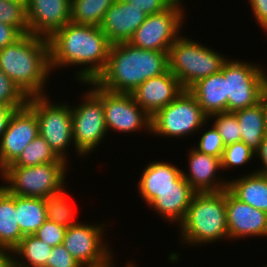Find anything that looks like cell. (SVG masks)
<instances>
[{
	"instance_id": "277c9868",
	"label": "cell",
	"mask_w": 267,
	"mask_h": 267,
	"mask_svg": "<svg viewBox=\"0 0 267 267\" xmlns=\"http://www.w3.org/2000/svg\"><path fill=\"white\" fill-rule=\"evenodd\" d=\"M179 227L181 243L188 246L228 240L225 190L196 193Z\"/></svg>"
},
{
	"instance_id": "836d02e7",
	"label": "cell",
	"mask_w": 267,
	"mask_h": 267,
	"mask_svg": "<svg viewBox=\"0 0 267 267\" xmlns=\"http://www.w3.org/2000/svg\"><path fill=\"white\" fill-rule=\"evenodd\" d=\"M28 97L22 90L0 69V104L19 109L27 104Z\"/></svg>"
},
{
	"instance_id": "f6af8a7d",
	"label": "cell",
	"mask_w": 267,
	"mask_h": 267,
	"mask_svg": "<svg viewBox=\"0 0 267 267\" xmlns=\"http://www.w3.org/2000/svg\"><path fill=\"white\" fill-rule=\"evenodd\" d=\"M114 260H113V255L107 260L106 264L103 267H115ZM125 267H135L134 263L131 264V262L129 261V263L125 266Z\"/></svg>"
},
{
	"instance_id": "f1b7e54d",
	"label": "cell",
	"mask_w": 267,
	"mask_h": 267,
	"mask_svg": "<svg viewBox=\"0 0 267 267\" xmlns=\"http://www.w3.org/2000/svg\"><path fill=\"white\" fill-rule=\"evenodd\" d=\"M45 163H67L59 158L50 148L46 140L38 135L27 147L22 151L18 159L9 166L30 167Z\"/></svg>"
},
{
	"instance_id": "7c38bea8",
	"label": "cell",
	"mask_w": 267,
	"mask_h": 267,
	"mask_svg": "<svg viewBox=\"0 0 267 267\" xmlns=\"http://www.w3.org/2000/svg\"><path fill=\"white\" fill-rule=\"evenodd\" d=\"M102 99L107 131L130 133L145 131L151 133V116L135 101L131 93H115L98 86L94 81L87 82Z\"/></svg>"
},
{
	"instance_id": "60d3db41",
	"label": "cell",
	"mask_w": 267,
	"mask_h": 267,
	"mask_svg": "<svg viewBox=\"0 0 267 267\" xmlns=\"http://www.w3.org/2000/svg\"><path fill=\"white\" fill-rule=\"evenodd\" d=\"M255 156L260 159L262 168H256L255 172L267 175V135L263 138V141L259 145V148L255 151ZM259 156V157H258Z\"/></svg>"
},
{
	"instance_id": "d4e9b609",
	"label": "cell",
	"mask_w": 267,
	"mask_h": 267,
	"mask_svg": "<svg viewBox=\"0 0 267 267\" xmlns=\"http://www.w3.org/2000/svg\"><path fill=\"white\" fill-rule=\"evenodd\" d=\"M240 127L241 142L255 152L267 135L264 110L260 102L234 112Z\"/></svg>"
},
{
	"instance_id": "f546056e",
	"label": "cell",
	"mask_w": 267,
	"mask_h": 267,
	"mask_svg": "<svg viewBox=\"0 0 267 267\" xmlns=\"http://www.w3.org/2000/svg\"><path fill=\"white\" fill-rule=\"evenodd\" d=\"M66 187L60 192L44 198L47 220L70 227L78 224L75 221L74 208L69 201Z\"/></svg>"
},
{
	"instance_id": "6da1fadb",
	"label": "cell",
	"mask_w": 267,
	"mask_h": 267,
	"mask_svg": "<svg viewBox=\"0 0 267 267\" xmlns=\"http://www.w3.org/2000/svg\"><path fill=\"white\" fill-rule=\"evenodd\" d=\"M48 44L51 70L82 66L74 75L82 85L95 81L102 73L111 47L100 26L71 22L54 32Z\"/></svg>"
},
{
	"instance_id": "1f68e13d",
	"label": "cell",
	"mask_w": 267,
	"mask_h": 267,
	"mask_svg": "<svg viewBox=\"0 0 267 267\" xmlns=\"http://www.w3.org/2000/svg\"><path fill=\"white\" fill-rule=\"evenodd\" d=\"M214 118L213 125L220 134L224 145L241 142L240 127L234 112L215 113L208 117Z\"/></svg>"
},
{
	"instance_id": "ba28073f",
	"label": "cell",
	"mask_w": 267,
	"mask_h": 267,
	"mask_svg": "<svg viewBox=\"0 0 267 267\" xmlns=\"http://www.w3.org/2000/svg\"><path fill=\"white\" fill-rule=\"evenodd\" d=\"M27 105L37 116L39 135L59 158L68 162L66 151L74 143L71 105L53 103L49 95L29 97Z\"/></svg>"
},
{
	"instance_id": "cb8c5ba5",
	"label": "cell",
	"mask_w": 267,
	"mask_h": 267,
	"mask_svg": "<svg viewBox=\"0 0 267 267\" xmlns=\"http://www.w3.org/2000/svg\"><path fill=\"white\" fill-rule=\"evenodd\" d=\"M24 236L17 221L15 195L0 185V249L13 250Z\"/></svg>"
},
{
	"instance_id": "2e32d148",
	"label": "cell",
	"mask_w": 267,
	"mask_h": 267,
	"mask_svg": "<svg viewBox=\"0 0 267 267\" xmlns=\"http://www.w3.org/2000/svg\"><path fill=\"white\" fill-rule=\"evenodd\" d=\"M229 239L267 236V213L239 201L225 190Z\"/></svg>"
},
{
	"instance_id": "603a6c76",
	"label": "cell",
	"mask_w": 267,
	"mask_h": 267,
	"mask_svg": "<svg viewBox=\"0 0 267 267\" xmlns=\"http://www.w3.org/2000/svg\"><path fill=\"white\" fill-rule=\"evenodd\" d=\"M249 173L229 180L227 190L239 201L267 213V175Z\"/></svg>"
},
{
	"instance_id": "8992f818",
	"label": "cell",
	"mask_w": 267,
	"mask_h": 267,
	"mask_svg": "<svg viewBox=\"0 0 267 267\" xmlns=\"http://www.w3.org/2000/svg\"><path fill=\"white\" fill-rule=\"evenodd\" d=\"M69 163H45L36 166H7L0 172L3 186L10 194L21 197L42 198L65 188Z\"/></svg>"
},
{
	"instance_id": "5b68a950",
	"label": "cell",
	"mask_w": 267,
	"mask_h": 267,
	"mask_svg": "<svg viewBox=\"0 0 267 267\" xmlns=\"http://www.w3.org/2000/svg\"><path fill=\"white\" fill-rule=\"evenodd\" d=\"M180 36L168 52L169 71L184 89L221 70L226 56L193 39Z\"/></svg>"
},
{
	"instance_id": "7bdbcfd3",
	"label": "cell",
	"mask_w": 267,
	"mask_h": 267,
	"mask_svg": "<svg viewBox=\"0 0 267 267\" xmlns=\"http://www.w3.org/2000/svg\"><path fill=\"white\" fill-rule=\"evenodd\" d=\"M0 267H15L12 250L0 249Z\"/></svg>"
},
{
	"instance_id": "f35d334b",
	"label": "cell",
	"mask_w": 267,
	"mask_h": 267,
	"mask_svg": "<svg viewBox=\"0 0 267 267\" xmlns=\"http://www.w3.org/2000/svg\"><path fill=\"white\" fill-rule=\"evenodd\" d=\"M252 12L262 29L267 28V0H248Z\"/></svg>"
},
{
	"instance_id": "e0dca14e",
	"label": "cell",
	"mask_w": 267,
	"mask_h": 267,
	"mask_svg": "<svg viewBox=\"0 0 267 267\" xmlns=\"http://www.w3.org/2000/svg\"><path fill=\"white\" fill-rule=\"evenodd\" d=\"M183 90L179 80L168 70L147 79L131 94L136 103L152 117L161 108L175 100Z\"/></svg>"
},
{
	"instance_id": "ac0fdd59",
	"label": "cell",
	"mask_w": 267,
	"mask_h": 267,
	"mask_svg": "<svg viewBox=\"0 0 267 267\" xmlns=\"http://www.w3.org/2000/svg\"><path fill=\"white\" fill-rule=\"evenodd\" d=\"M147 16L133 4L116 0L106 11L100 28L111 44L128 42Z\"/></svg>"
},
{
	"instance_id": "ab89813d",
	"label": "cell",
	"mask_w": 267,
	"mask_h": 267,
	"mask_svg": "<svg viewBox=\"0 0 267 267\" xmlns=\"http://www.w3.org/2000/svg\"><path fill=\"white\" fill-rule=\"evenodd\" d=\"M22 34L13 26L0 22V49L13 44Z\"/></svg>"
},
{
	"instance_id": "484cf974",
	"label": "cell",
	"mask_w": 267,
	"mask_h": 267,
	"mask_svg": "<svg viewBox=\"0 0 267 267\" xmlns=\"http://www.w3.org/2000/svg\"><path fill=\"white\" fill-rule=\"evenodd\" d=\"M17 221L24 235H33L47 220L45 200L15 195Z\"/></svg>"
},
{
	"instance_id": "e575fe53",
	"label": "cell",
	"mask_w": 267,
	"mask_h": 267,
	"mask_svg": "<svg viewBox=\"0 0 267 267\" xmlns=\"http://www.w3.org/2000/svg\"><path fill=\"white\" fill-rule=\"evenodd\" d=\"M199 139L197 142L199 144L193 147L194 149L200 153L221 158L225 145L214 125L209 130L203 132V135Z\"/></svg>"
},
{
	"instance_id": "ffe728a7",
	"label": "cell",
	"mask_w": 267,
	"mask_h": 267,
	"mask_svg": "<svg viewBox=\"0 0 267 267\" xmlns=\"http://www.w3.org/2000/svg\"><path fill=\"white\" fill-rule=\"evenodd\" d=\"M197 192L185 180L183 175L175 182V186L159 193L150 204L155 213L164 220L180 224Z\"/></svg>"
},
{
	"instance_id": "8fae6325",
	"label": "cell",
	"mask_w": 267,
	"mask_h": 267,
	"mask_svg": "<svg viewBox=\"0 0 267 267\" xmlns=\"http://www.w3.org/2000/svg\"><path fill=\"white\" fill-rule=\"evenodd\" d=\"M182 2L176 0L163 12L147 16L128 43L144 50L169 52L181 33L186 17Z\"/></svg>"
},
{
	"instance_id": "ee69618b",
	"label": "cell",
	"mask_w": 267,
	"mask_h": 267,
	"mask_svg": "<svg viewBox=\"0 0 267 267\" xmlns=\"http://www.w3.org/2000/svg\"><path fill=\"white\" fill-rule=\"evenodd\" d=\"M260 104L262 105V108L264 110L266 130H267V88L263 91L260 97Z\"/></svg>"
},
{
	"instance_id": "9a60e30c",
	"label": "cell",
	"mask_w": 267,
	"mask_h": 267,
	"mask_svg": "<svg viewBox=\"0 0 267 267\" xmlns=\"http://www.w3.org/2000/svg\"><path fill=\"white\" fill-rule=\"evenodd\" d=\"M29 33L49 38L71 22V0H26Z\"/></svg>"
},
{
	"instance_id": "74e56055",
	"label": "cell",
	"mask_w": 267,
	"mask_h": 267,
	"mask_svg": "<svg viewBox=\"0 0 267 267\" xmlns=\"http://www.w3.org/2000/svg\"><path fill=\"white\" fill-rule=\"evenodd\" d=\"M128 2L144 11L146 15L161 13L169 8L176 0H120Z\"/></svg>"
},
{
	"instance_id": "4316f807",
	"label": "cell",
	"mask_w": 267,
	"mask_h": 267,
	"mask_svg": "<svg viewBox=\"0 0 267 267\" xmlns=\"http://www.w3.org/2000/svg\"><path fill=\"white\" fill-rule=\"evenodd\" d=\"M52 249L35 235H25L12 250L15 267H45Z\"/></svg>"
},
{
	"instance_id": "3957f363",
	"label": "cell",
	"mask_w": 267,
	"mask_h": 267,
	"mask_svg": "<svg viewBox=\"0 0 267 267\" xmlns=\"http://www.w3.org/2000/svg\"><path fill=\"white\" fill-rule=\"evenodd\" d=\"M0 69L28 98L46 95L45 83L53 72L48 39L30 33L22 35L0 49Z\"/></svg>"
},
{
	"instance_id": "83f0119b",
	"label": "cell",
	"mask_w": 267,
	"mask_h": 267,
	"mask_svg": "<svg viewBox=\"0 0 267 267\" xmlns=\"http://www.w3.org/2000/svg\"><path fill=\"white\" fill-rule=\"evenodd\" d=\"M116 0H71V23L100 26Z\"/></svg>"
},
{
	"instance_id": "d6986e66",
	"label": "cell",
	"mask_w": 267,
	"mask_h": 267,
	"mask_svg": "<svg viewBox=\"0 0 267 267\" xmlns=\"http://www.w3.org/2000/svg\"><path fill=\"white\" fill-rule=\"evenodd\" d=\"M188 160L189 172L182 170V175L197 193L221 192L227 189L229 180L216 176L222 168L221 158L191 148Z\"/></svg>"
},
{
	"instance_id": "30bf717a",
	"label": "cell",
	"mask_w": 267,
	"mask_h": 267,
	"mask_svg": "<svg viewBox=\"0 0 267 267\" xmlns=\"http://www.w3.org/2000/svg\"><path fill=\"white\" fill-rule=\"evenodd\" d=\"M83 97L77 107H71L73 146L78 156L94 152L108 133L102 99L92 89Z\"/></svg>"
},
{
	"instance_id": "9c48e42d",
	"label": "cell",
	"mask_w": 267,
	"mask_h": 267,
	"mask_svg": "<svg viewBox=\"0 0 267 267\" xmlns=\"http://www.w3.org/2000/svg\"><path fill=\"white\" fill-rule=\"evenodd\" d=\"M221 71L226 79L227 112L252 107L267 88V72L261 65L228 59Z\"/></svg>"
},
{
	"instance_id": "5bb4252c",
	"label": "cell",
	"mask_w": 267,
	"mask_h": 267,
	"mask_svg": "<svg viewBox=\"0 0 267 267\" xmlns=\"http://www.w3.org/2000/svg\"><path fill=\"white\" fill-rule=\"evenodd\" d=\"M38 135L35 112L27 104L14 110L0 138V172L13 164Z\"/></svg>"
},
{
	"instance_id": "b9f144b4",
	"label": "cell",
	"mask_w": 267,
	"mask_h": 267,
	"mask_svg": "<svg viewBox=\"0 0 267 267\" xmlns=\"http://www.w3.org/2000/svg\"><path fill=\"white\" fill-rule=\"evenodd\" d=\"M14 110L10 106L0 104V138L7 128L8 121L13 114Z\"/></svg>"
},
{
	"instance_id": "7a4b0ae2",
	"label": "cell",
	"mask_w": 267,
	"mask_h": 267,
	"mask_svg": "<svg viewBox=\"0 0 267 267\" xmlns=\"http://www.w3.org/2000/svg\"><path fill=\"white\" fill-rule=\"evenodd\" d=\"M168 70V52L116 43L111 44L107 64L94 82L110 92L132 93L147 79Z\"/></svg>"
},
{
	"instance_id": "52a82bcc",
	"label": "cell",
	"mask_w": 267,
	"mask_h": 267,
	"mask_svg": "<svg viewBox=\"0 0 267 267\" xmlns=\"http://www.w3.org/2000/svg\"><path fill=\"white\" fill-rule=\"evenodd\" d=\"M208 116L196 98L187 90L151 117V133L164 137H186L200 131Z\"/></svg>"
},
{
	"instance_id": "7402d4cb",
	"label": "cell",
	"mask_w": 267,
	"mask_h": 267,
	"mask_svg": "<svg viewBox=\"0 0 267 267\" xmlns=\"http://www.w3.org/2000/svg\"><path fill=\"white\" fill-rule=\"evenodd\" d=\"M187 90L196 98L208 117L215 113L227 112L226 79L221 70L196 81Z\"/></svg>"
},
{
	"instance_id": "8d00e7d4",
	"label": "cell",
	"mask_w": 267,
	"mask_h": 267,
	"mask_svg": "<svg viewBox=\"0 0 267 267\" xmlns=\"http://www.w3.org/2000/svg\"><path fill=\"white\" fill-rule=\"evenodd\" d=\"M45 267H82L81 264L72 257L64 245L55 246Z\"/></svg>"
},
{
	"instance_id": "d6a6232c",
	"label": "cell",
	"mask_w": 267,
	"mask_h": 267,
	"mask_svg": "<svg viewBox=\"0 0 267 267\" xmlns=\"http://www.w3.org/2000/svg\"><path fill=\"white\" fill-rule=\"evenodd\" d=\"M254 155L255 152L243 142L226 145L221 156V170L246 165L255 157Z\"/></svg>"
},
{
	"instance_id": "4fadbf2b",
	"label": "cell",
	"mask_w": 267,
	"mask_h": 267,
	"mask_svg": "<svg viewBox=\"0 0 267 267\" xmlns=\"http://www.w3.org/2000/svg\"><path fill=\"white\" fill-rule=\"evenodd\" d=\"M104 228V223L90 225L80 221L66 228L63 245L82 267H103L113 255L105 242Z\"/></svg>"
},
{
	"instance_id": "d590c367",
	"label": "cell",
	"mask_w": 267,
	"mask_h": 267,
	"mask_svg": "<svg viewBox=\"0 0 267 267\" xmlns=\"http://www.w3.org/2000/svg\"><path fill=\"white\" fill-rule=\"evenodd\" d=\"M65 231V226L46 220L33 235L55 247L63 244Z\"/></svg>"
},
{
	"instance_id": "44dd1931",
	"label": "cell",
	"mask_w": 267,
	"mask_h": 267,
	"mask_svg": "<svg viewBox=\"0 0 267 267\" xmlns=\"http://www.w3.org/2000/svg\"><path fill=\"white\" fill-rule=\"evenodd\" d=\"M182 176V169L165 161H152L142 170L138 192L146 204H150L159 193L175 186Z\"/></svg>"
},
{
	"instance_id": "4dcf8cb0",
	"label": "cell",
	"mask_w": 267,
	"mask_h": 267,
	"mask_svg": "<svg viewBox=\"0 0 267 267\" xmlns=\"http://www.w3.org/2000/svg\"><path fill=\"white\" fill-rule=\"evenodd\" d=\"M0 22L13 26L22 35L29 34L26 0H0Z\"/></svg>"
}]
</instances>
